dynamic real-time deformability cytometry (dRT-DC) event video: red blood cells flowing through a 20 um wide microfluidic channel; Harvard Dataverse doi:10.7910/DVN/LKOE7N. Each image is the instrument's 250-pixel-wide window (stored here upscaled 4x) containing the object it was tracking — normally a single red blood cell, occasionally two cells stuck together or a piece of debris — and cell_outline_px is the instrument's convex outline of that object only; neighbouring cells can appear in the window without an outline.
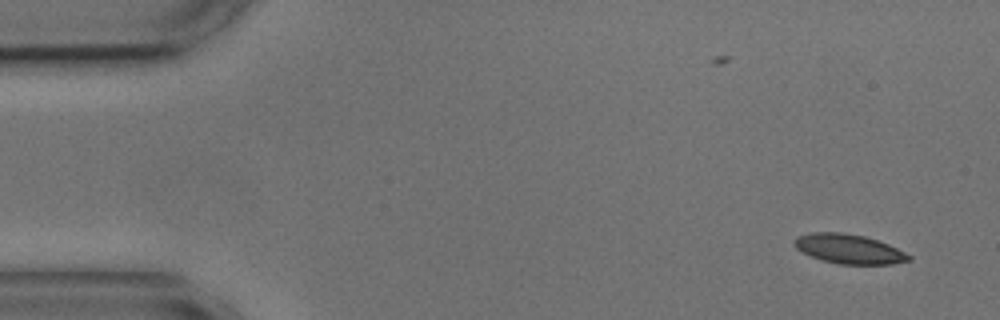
{"species": "common noctule bat (a hibernating species)", "species_latin": "Nyctalus noctula", "temperature_condition": "cold", "stored_images_in_passage": 2, "camera_frame_rate_fps": 3000, "um_per_image_px": 0.085, "animal": {"sex": "male", "body_mass_g": 17.9, "forearm_length_mm": 54.2}, "frame": {"image": 1, "passage_image": 2, "time_ms": 1.333, "image_size_px": [1000, 320], "cell_outline_px": [[912, 260], [892, 264], [840, 264], [824, 260], [812, 256], [796, 248], [792, 244], [792, 240], [796, 236], [812, 232], [844, 232], [864, 236], [888, 244], [912, 256]], "centroid_in_image_um": [72.14, 21.15], "position_along_channel_um": 12.9, "area_um2": 19.59}}